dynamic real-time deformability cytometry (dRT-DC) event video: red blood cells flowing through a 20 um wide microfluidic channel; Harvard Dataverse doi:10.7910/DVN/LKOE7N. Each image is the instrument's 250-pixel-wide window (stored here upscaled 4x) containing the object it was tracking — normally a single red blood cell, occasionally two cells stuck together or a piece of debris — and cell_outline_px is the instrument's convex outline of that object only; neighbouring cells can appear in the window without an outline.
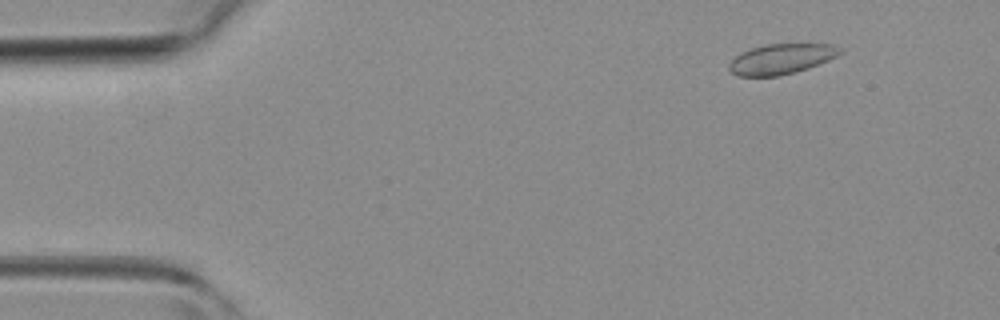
{"species": "common noctule bat (a hibernating species)", "species_latin": "Nyctalus noctula", "temperature_condition": "room temperature", "stored_images_in_passage": 4, "camera_frame_rate_fps": 3000, "um_per_image_px": 0.085, "animal": {"sex": "female", "body_mass_g": 19.3, "forearm_length_mm": 54.1}, "frame": {"image": 1, "passage_image": 1, "time_ms": 0.0, "image_size_px": [1000, 320], "cell_outline_px": [[844, 52], [828, 60], [808, 68], [776, 76], [740, 76], [732, 72], [728, 68], [728, 64], [740, 52], [764, 44], [832, 44], [840, 48]], "centroid_in_image_um": [66.4, 5.0], "position_along_channel_um": 18.6, "area_um2": 19.36}}